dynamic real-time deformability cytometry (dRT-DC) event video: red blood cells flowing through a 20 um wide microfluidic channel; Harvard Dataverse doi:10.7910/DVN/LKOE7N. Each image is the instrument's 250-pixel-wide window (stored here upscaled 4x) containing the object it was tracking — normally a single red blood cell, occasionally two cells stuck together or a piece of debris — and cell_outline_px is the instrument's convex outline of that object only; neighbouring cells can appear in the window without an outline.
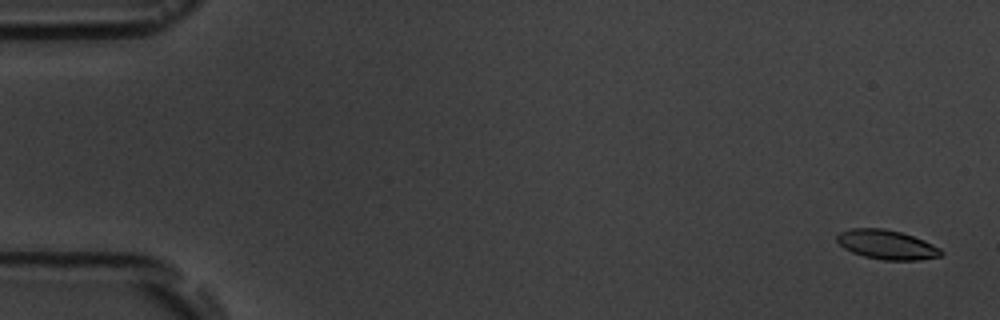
{"species": "common noctule bat (a hibernating species)", "species_latin": "Nyctalus noctula", "temperature_condition": "room temperature", "stored_images_in_passage": 6, "camera_frame_rate_fps": 3000, "um_per_image_px": 0.085, "animal": {"sex": "male", "body_mass_g": 19.5, "forearm_length_mm": 54.6}, "frame": {"image": 1, "passage_image": 1, "time_ms": 0.0, "image_size_px": [1000, 320], "cell_outline_px": [[944, 252], [940, 256], [920, 260], [880, 260], [864, 256], [852, 252], [844, 248], [836, 240], [836, 236], [840, 232], [852, 228], [884, 228], [900, 232], [924, 240], [940, 248]], "centroid_in_image_um": [75.37, 20.8], "position_along_channel_um": 9.6, "area_um2": 17.8}}
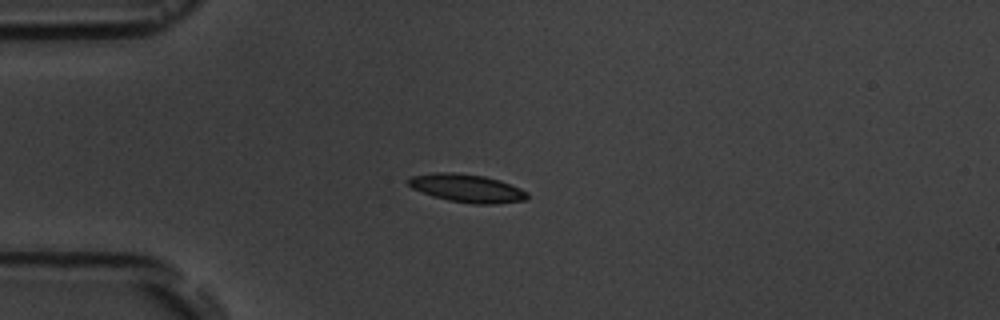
{"frame": {"image": 2, "passage_image": 5, "time_ms": 4.333, "image_size_px": [1000, 320], "cell_outline_px": [[528, 196], [524, 200], [496, 204], [472, 204], [448, 200], [432, 196], [412, 188], [404, 180], [412, 176], [432, 172], [456, 172], [484, 176], [500, 180], [520, 188], [528, 192]], "centroid_in_image_um": [39.66, 15.99], "position_along_channel_um": 45.3, "area_um2": 19.65}}